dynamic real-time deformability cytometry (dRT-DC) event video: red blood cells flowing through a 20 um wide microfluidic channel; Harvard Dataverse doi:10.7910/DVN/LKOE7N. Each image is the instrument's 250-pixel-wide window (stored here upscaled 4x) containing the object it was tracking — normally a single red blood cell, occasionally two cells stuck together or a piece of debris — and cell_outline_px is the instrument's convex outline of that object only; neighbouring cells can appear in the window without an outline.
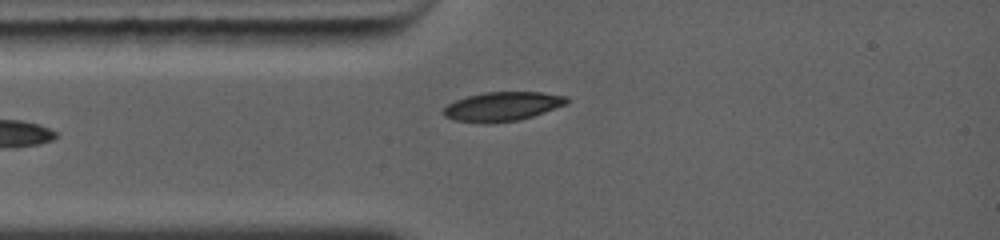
{"species": "common noctule bat (a hibernating species)", "species_latin": "Nyctalus noctula", "temperature_condition": "warm", "stored_images_in_passage": 12, "camera_frame_rate_fps": 5000, "um_per_image_px": 0.085, "animal": {"sex": "female", "body_mass_g": 19.0, "forearm_length_mm": 56.7}, "frame": {"image": 1, "passage_image": 1, "time_ms": 0.0, "image_size_px": [1000, 240], "cell_outline_px": [[568, 104], [520, 120], [488, 124], [480, 124], [456, 120], [444, 116], [440, 112], [448, 104], [456, 100], [468, 96], [484, 92], [540, 92], [568, 96]], "centroid_in_image_um": [42.69, 9.06], "position_along_channel_um": 42.3, "area_um2": 21.15}}
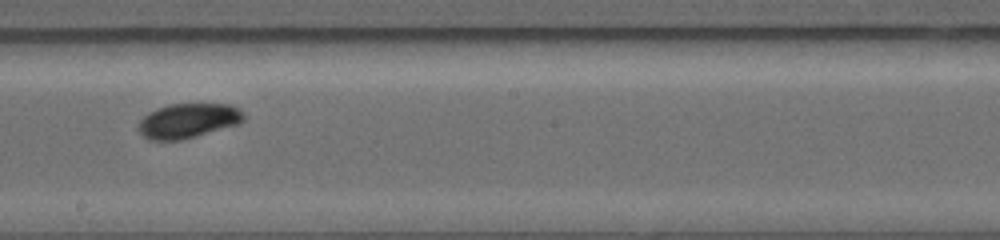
{"frame": {"image": 2, "passage_image": 6, "time_ms": 4.4, "image_size_px": [1000, 240], "cell_outline_px": [[244, 120], [240, 124], [196, 136], [180, 140], [148, 140], [136, 128], [140, 120], [148, 112], [156, 108], [168, 104], [232, 104], [240, 108], [244, 112]], "centroid_in_image_um": [16.0, 10.25], "position_along_channel_um": 232.2, "area_um2": 21.56}}
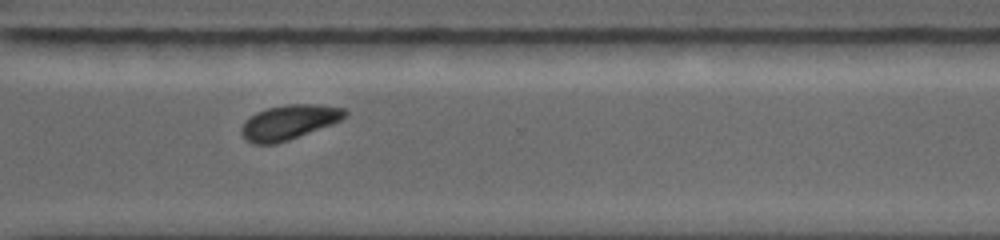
{"frame": {"image": 3, "passage_image": 9, "time_ms": 7.0, "image_size_px": [1000, 240], "cell_outline_px": [[348, 116], [332, 124], [288, 140], [276, 144], [252, 144], [244, 140], [240, 132], [240, 128], [244, 120], [256, 112], [268, 108], [288, 104], [320, 104], [344, 108], [348, 112]], "centroid_in_image_um": [24.53, 10.39], "position_along_channel_um": 346.1, "area_um2": 21.15}, "authors_computed_cell_mechanics": {"area_um2": 21.2126, "velocity_mm_per_s": 4.3675, "shape_relaxation_time_tau1_ms": 1.5928, "shape_relaxation_time_tau2_ms": null, "deformation_change_tau1": 0.0797, "deformation_change_tau2": null}}